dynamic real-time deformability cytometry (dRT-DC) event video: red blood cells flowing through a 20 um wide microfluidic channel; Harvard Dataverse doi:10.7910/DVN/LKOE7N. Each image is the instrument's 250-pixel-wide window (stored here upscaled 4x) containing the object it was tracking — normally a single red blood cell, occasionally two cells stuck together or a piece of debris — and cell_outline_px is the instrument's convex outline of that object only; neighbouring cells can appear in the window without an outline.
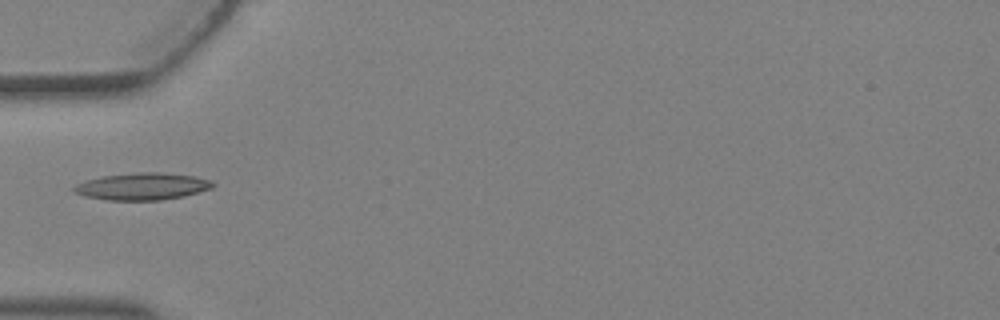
{"species": "Egyptian fruit bat (a non-hibernating species)", "species_latin": "Rousettus aegyptiacus", "temperature_condition": "warm", "stored_images_in_passage": 2, "camera_frame_rate_fps": 3000, "um_per_image_px": 0.085, "animal": {"sex": "female"}, "frame": {"image": 1, "passage_image": 2, "time_ms": 0.333, "image_size_px": [1000, 320], "cell_outline_px": [[216, 184], [212, 188], [184, 196], [160, 200], [108, 200], [84, 196], [76, 192], [72, 188], [76, 184], [88, 180], [104, 176], [140, 172], [160, 172], [196, 176], [212, 180]], "centroid_in_image_um": [12.15, 15.84], "position_along_channel_um": 72.8, "area_um2": 21.79}}